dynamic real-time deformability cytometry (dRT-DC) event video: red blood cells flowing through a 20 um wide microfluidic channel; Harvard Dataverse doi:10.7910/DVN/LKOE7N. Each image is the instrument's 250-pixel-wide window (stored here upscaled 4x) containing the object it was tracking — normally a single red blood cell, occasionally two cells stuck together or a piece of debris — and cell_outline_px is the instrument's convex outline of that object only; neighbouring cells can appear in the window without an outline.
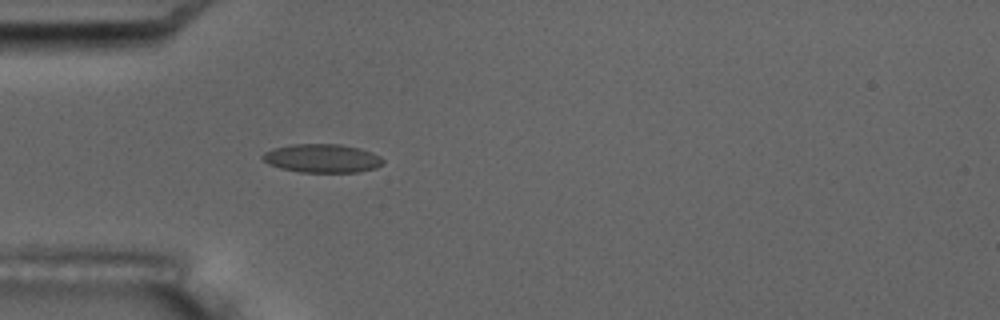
{"species": "common noctule bat (a hibernating species)", "species_latin": "Nyctalus noctula", "temperature_condition": "room temperature", "stored_images_in_passage": 5, "camera_frame_rate_fps": 3000, "um_per_image_px": 0.085, "animal": {"sex": "male", "body_mass_g": 17.5, "forearm_length_mm": 52.3}, "frame": {"image": 1, "passage_image": 5, "time_ms": 4.667, "image_size_px": [1000, 320], "cell_outline_px": [[384, 164], [376, 168], [356, 172], [300, 172], [280, 168], [268, 164], [260, 156], [264, 152], [272, 148], [292, 144], [340, 144], [360, 148], [372, 152], [380, 156], [384, 160]], "centroid_in_image_um": [27.38, 13.45], "position_along_channel_um": 57.6, "area_um2": 20.23}}